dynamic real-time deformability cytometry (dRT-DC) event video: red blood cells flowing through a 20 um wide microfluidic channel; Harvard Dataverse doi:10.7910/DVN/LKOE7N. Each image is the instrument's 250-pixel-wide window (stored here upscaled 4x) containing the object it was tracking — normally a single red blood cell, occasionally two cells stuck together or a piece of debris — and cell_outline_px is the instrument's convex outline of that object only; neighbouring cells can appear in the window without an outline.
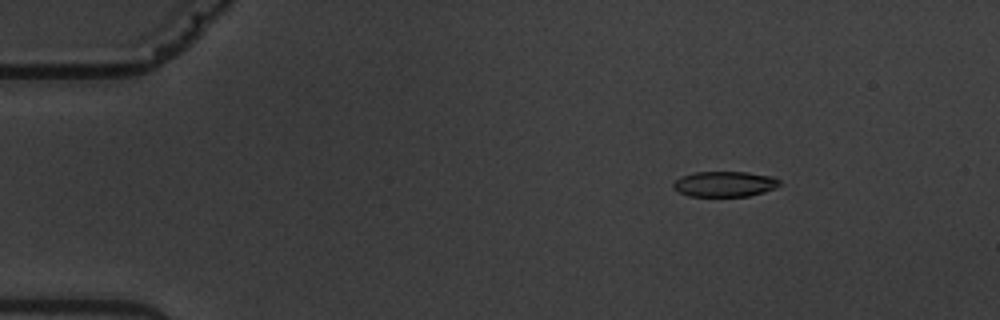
{"species": "common noctule bat (a hibernating species)", "species_latin": "Nyctalus noctula", "temperature_condition": "warm", "stored_images_in_passage": 9, "camera_frame_rate_fps": 3000, "um_per_image_px": 0.085, "animal": {"sex": "male", "body_mass_g": 19.5, "forearm_length_mm": 54.6}, "frame": {"image": 1, "passage_image": 2, "time_ms": 2.0, "image_size_px": [1000, 320], "cell_outline_px": [[780, 184], [776, 188], [764, 192], [748, 196], [688, 196], [672, 188], [672, 184], [680, 176], [696, 172], [748, 172], [776, 176], [780, 180]], "centroid_in_image_um": [61.62, 15.63], "position_along_channel_um": 23.4, "area_um2": 15.95}}
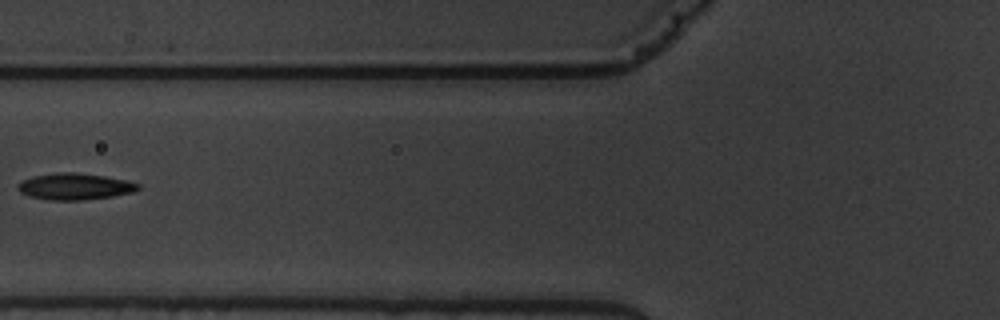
{"frame": {"image": 2, "passage_image": 6, "time_ms": 7.0, "image_size_px": [1000, 320], "cell_outline_px": [[140, 188], [132, 192], [112, 196], [84, 200], [52, 200], [28, 196], [20, 192], [16, 188], [16, 184], [20, 180], [32, 176], [56, 172], [72, 172], [104, 176], [128, 180], [140, 184]], "centroid_in_image_um": [6.31, 15.84], "position_along_channel_um": 119.5, "area_um2": 18.73}}
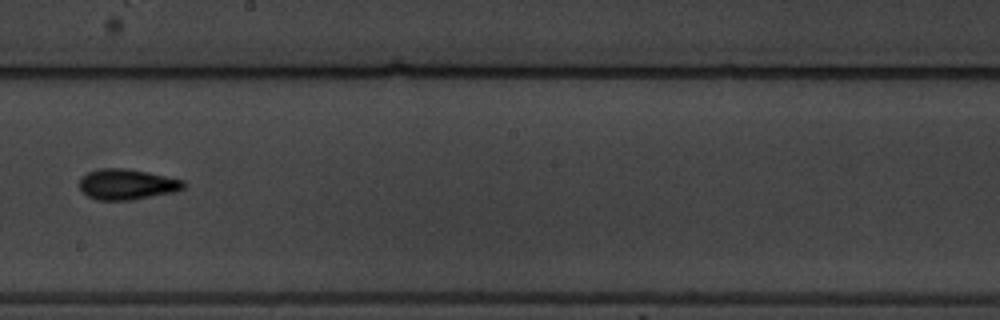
{"frame": {"image": 3, "passage_image": 9, "time_ms": 10.333, "image_size_px": [1000, 320], "cell_outline_px": [[184, 188], [172, 192], [128, 200], [96, 200], [88, 196], [80, 188], [80, 180], [88, 172], [100, 168], [124, 168], [148, 172], [184, 180]], "centroid_in_image_um": [10.78, 15.66], "position_along_channel_um": 237.4, "area_um2": 18.26}}